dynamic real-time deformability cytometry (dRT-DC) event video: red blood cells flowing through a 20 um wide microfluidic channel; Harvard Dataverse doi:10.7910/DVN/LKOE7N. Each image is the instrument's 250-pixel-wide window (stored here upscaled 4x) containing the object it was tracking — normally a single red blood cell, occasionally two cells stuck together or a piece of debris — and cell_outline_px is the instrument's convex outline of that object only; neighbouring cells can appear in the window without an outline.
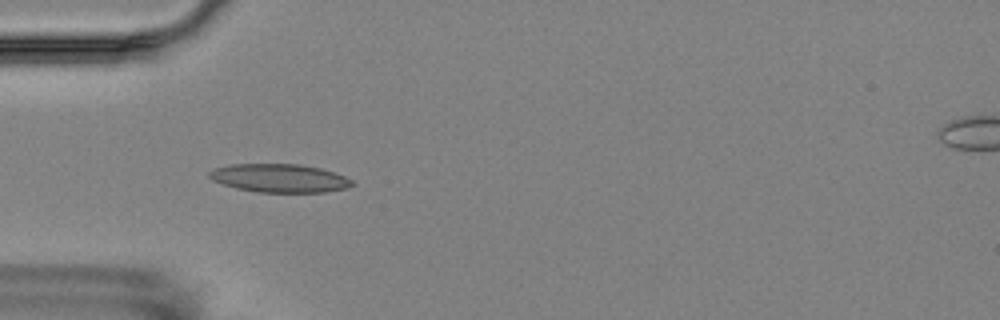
{"species": "Egyptian fruit bat (a non-hibernating species)", "species_latin": "Rousettus aegyptiacus", "temperature_condition": "room temperature", "stored_images_in_passage": 6, "camera_frame_rate_fps": 3000, "um_per_image_px": 0.085, "animal": {"sex": "female"}, "frame": {"image": 1, "passage_image": 5, "time_ms": 4.333, "image_size_px": [1000, 320], "cell_outline_px": [[356, 184], [348, 188], [324, 192], [256, 192], [236, 188], [212, 180], [208, 176], [208, 172], [212, 168], [232, 164], [300, 164], [320, 168], [344, 176], [352, 180]], "centroid_in_image_um": [23.75, 15.14], "position_along_channel_um": 61.3, "area_um2": 23.7}}
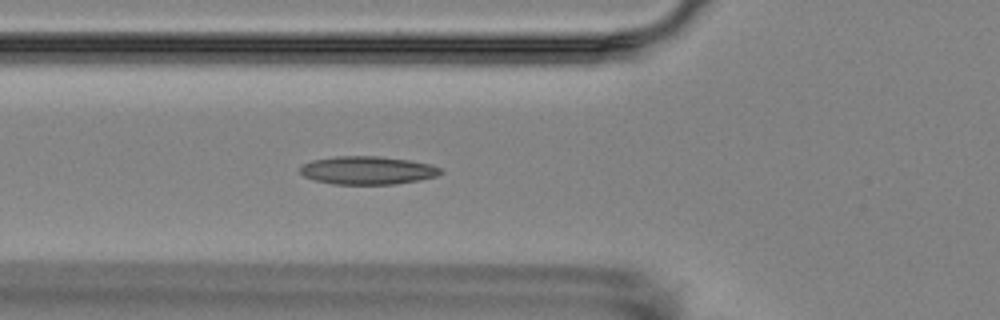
{"frame": {"image": 2, "passage_image": 6, "time_ms": 5.333, "image_size_px": [1000, 320], "cell_outline_px": [[444, 172], [436, 176], [420, 180], [396, 184], [332, 184], [312, 180], [304, 176], [300, 172], [300, 168], [304, 164], [312, 160], [336, 156], [380, 156], [408, 160], [432, 164], [440, 168]], "centroid_in_image_um": [31.25, 14.48], "position_along_channel_um": 94.6, "area_um2": 23.18}}